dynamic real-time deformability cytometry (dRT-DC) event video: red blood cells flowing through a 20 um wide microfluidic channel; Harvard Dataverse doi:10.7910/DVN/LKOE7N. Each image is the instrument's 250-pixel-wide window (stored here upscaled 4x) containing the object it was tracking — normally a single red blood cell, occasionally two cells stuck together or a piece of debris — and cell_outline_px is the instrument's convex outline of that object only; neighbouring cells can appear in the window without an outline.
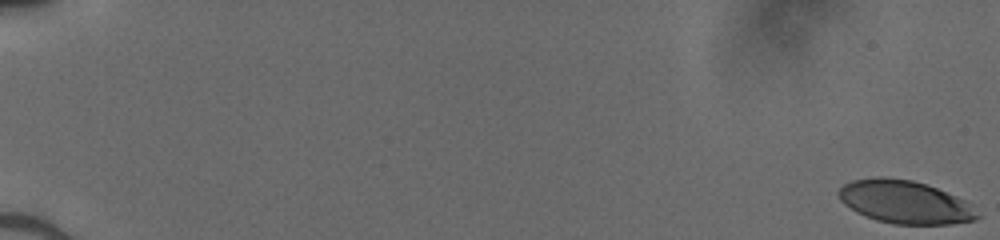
{"species": "human", "species_latin": "Homo sapiens", "temperature_condition": "cold", "stored_images_in_passage": 52, "camera_frame_rate_fps": 3000, "um_per_image_px": 0.085, "donor": {"sex": "male"}, "frame": {"image": 1, "passage_image": 1, "time_ms": 0.0, "image_size_px": [1000, 240], "cell_outline_px": [[980, 216], [976, 220], [948, 224], [892, 224], [876, 220], [864, 216], [856, 212], [844, 204], [840, 200], [836, 192], [844, 184], [852, 180], [876, 176], [884, 176], [912, 180], [928, 184], [956, 196], [972, 204]], "centroid_in_image_um": [76.9, 17.16], "position_along_channel_um": 8.1, "area_um2": 35.14}}
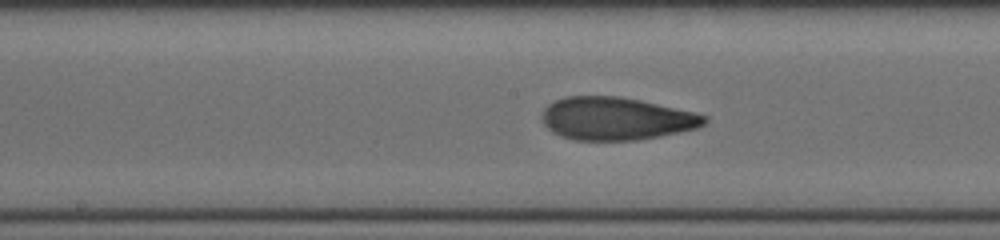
{"frame": {"image": 2, "passage_image": 30, "time_ms": 9.667, "image_size_px": [1000, 240], "cell_outline_px": [[708, 120], [704, 124], [696, 128], [660, 136], [636, 140], [572, 140], [560, 136], [552, 132], [544, 124], [540, 116], [544, 108], [548, 104], [564, 96], [620, 96], [640, 100], [696, 112], [708, 116]], "centroid_in_image_um": [52.35, 10.08], "position_along_channel_um": 195.8, "area_um2": 40.75}}
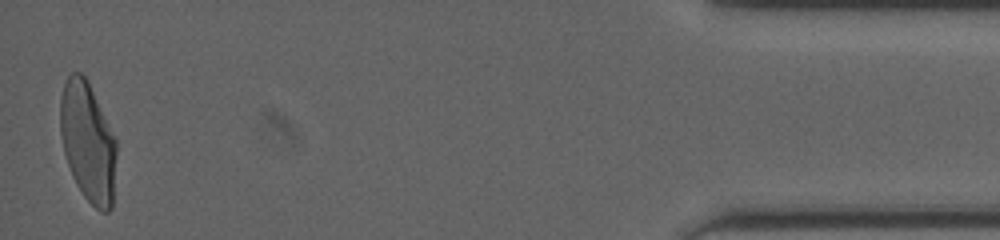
{"frame": {"image": 3, "passage_image": 52, "time_ms": 17.0, "image_size_px": [1000, 240], "cell_outline_px": [[116, 156], [112, 208], [108, 212], [100, 212], [84, 196], [76, 184], [72, 176], [64, 152], [60, 132], [60, 96], [64, 84], [68, 76], [72, 72], [80, 72], [88, 80], [116, 140]], "centroid_in_image_um": [7.46, 12.07], "position_along_channel_um": 427.7, "area_um2": 39.07}}